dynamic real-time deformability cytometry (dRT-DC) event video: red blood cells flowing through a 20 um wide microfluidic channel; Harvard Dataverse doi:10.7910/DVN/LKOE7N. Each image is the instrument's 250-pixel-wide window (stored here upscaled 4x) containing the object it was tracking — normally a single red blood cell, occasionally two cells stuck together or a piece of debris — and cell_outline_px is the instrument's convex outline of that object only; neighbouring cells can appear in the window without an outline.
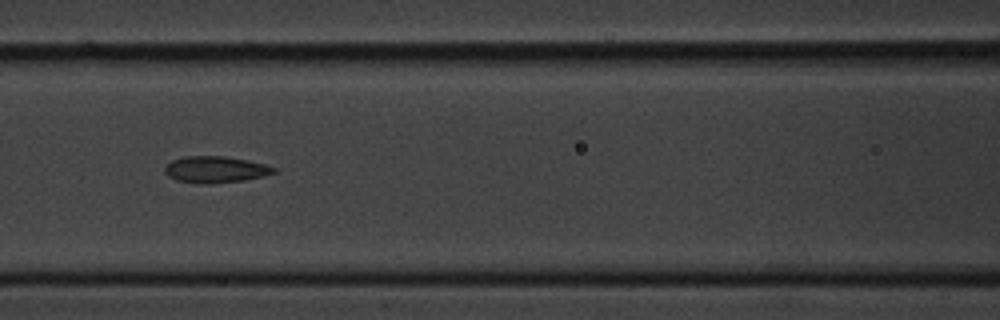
{"species": "common noctule bat (a hibernating species)", "species_latin": "Nyctalus noctula", "temperature_condition": "cold", "stored_images_in_passage": 12, "camera_frame_rate_fps": 3000, "um_per_image_px": 0.085, "animal": {"sex": "male", "body_mass_g": 20.1, "forearm_length_mm": 53.5}, "frame": {"image": 1, "passage_image": 4, "time_ms": 3.667, "image_size_px": [1000, 320], "cell_outline_px": [[280, 172], [264, 176], [244, 180], [212, 184], [200, 184], [176, 180], [168, 176], [164, 172], [164, 168], [172, 160], [184, 156], [224, 156], [264, 164], [276, 168]], "centroid_in_image_um": [18.32, 14.42], "position_along_channel_um": 148.3, "area_um2": 16.94}}
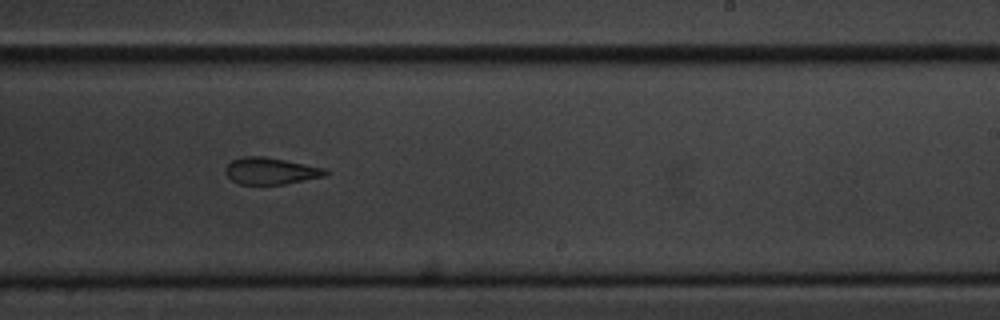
{"frame": {"image": 2, "passage_image": 7, "time_ms": 7.0, "image_size_px": [1000, 320], "cell_outline_px": [[328, 172], [324, 176], [284, 184], [240, 184], [232, 180], [224, 172], [224, 168], [232, 160], [240, 156], [264, 156], [324, 168]], "centroid_in_image_um": [22.95, 14.52], "position_along_channel_um": 266.1, "area_um2": 15.43}}
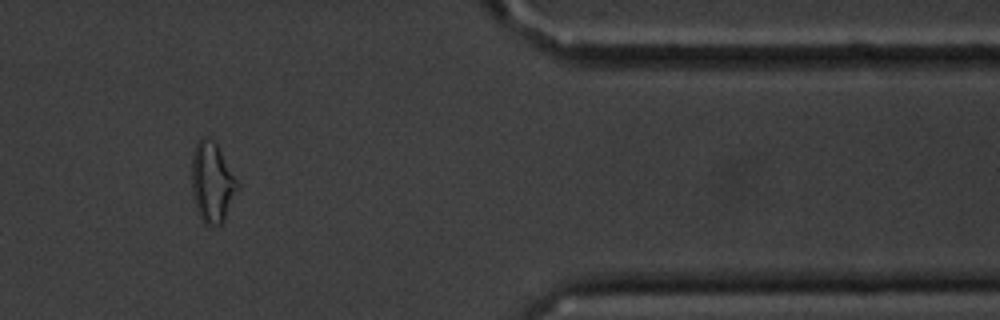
{"frame": {"image": 3, "passage_image": 10, "time_ms": 11.333, "image_size_px": [1000, 320], "cell_outline_px": [[240, 188], [224, 220], [220, 224], [204, 224], [200, 216], [192, 196], [192, 156], [196, 144], [204, 136], [208, 136], [216, 144], [240, 184]], "centroid_in_image_um": [18.05, 15.51], "position_along_channel_um": 393.3, "area_um2": 21.27}, "authors_computed_cell_mechanics": {"area_um2": 16.9354, "velocity_mm_per_s": 3.5349, "shape_relaxation_time_tau1_ms": 5.8889, "shape_relaxation_time_tau2_ms": 2.7231, "deformation_change_tau1": 0.1471, "deformation_change_tau2": 0.0812}}